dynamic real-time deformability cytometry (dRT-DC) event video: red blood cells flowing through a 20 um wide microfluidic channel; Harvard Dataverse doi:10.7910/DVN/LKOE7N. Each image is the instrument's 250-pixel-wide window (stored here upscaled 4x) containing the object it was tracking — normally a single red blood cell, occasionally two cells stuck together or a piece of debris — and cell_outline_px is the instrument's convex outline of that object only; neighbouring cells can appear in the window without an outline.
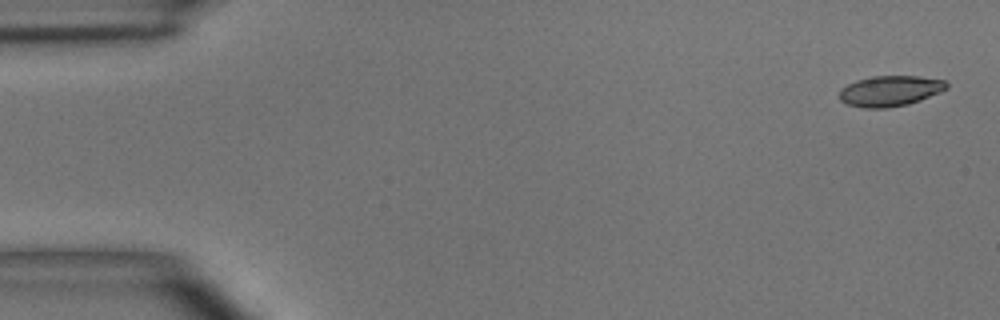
{"species": "common noctule bat (a hibernating species)", "species_latin": "Nyctalus noctula", "temperature_condition": "room temperature", "stored_images_in_passage": 8, "camera_frame_rate_fps": 3000, "um_per_image_px": 0.085, "animal": {"sex": "male", "body_mass_g": 15.6}, "frame": {"image": 1, "passage_image": 1, "time_ms": 0.0, "image_size_px": [1000, 320], "cell_outline_px": [[948, 88], [940, 92], [920, 100], [908, 104], [888, 108], [864, 108], [848, 104], [840, 100], [840, 88], [856, 80], [872, 76], [920, 76], [944, 80], [948, 84]], "centroid_in_image_um": [75.66, 7.72], "position_along_channel_um": 9.3, "area_um2": 19.13}}
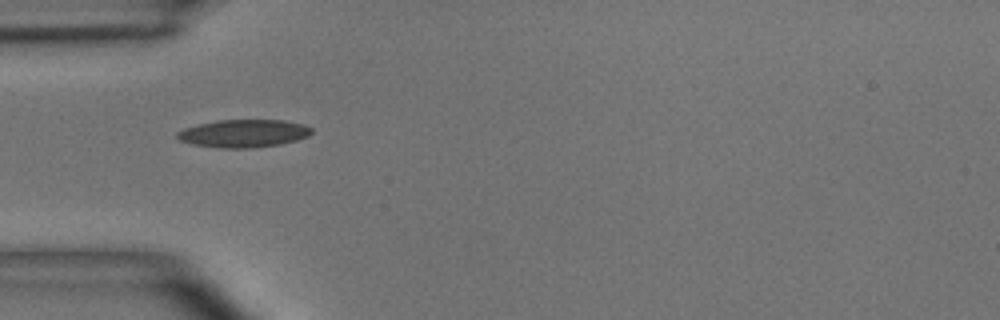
{"frame": {"image": 2, "passage_image": 5, "time_ms": 4.667, "image_size_px": [1000, 320], "cell_outline_px": [[312, 132], [308, 136], [296, 140], [280, 144], [252, 148], [220, 148], [192, 144], [180, 140], [176, 136], [176, 132], [184, 128], [200, 124], [220, 120], [284, 120], [304, 124], [312, 128]], "centroid_in_image_um": [20.72, 11.34], "position_along_channel_um": 64.3, "area_um2": 21.73}}
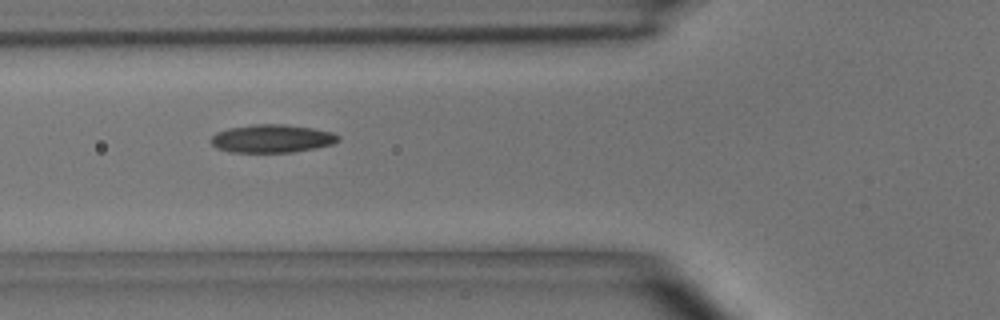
{"frame": {"image": 3, "passage_image": 6, "time_ms": 5.667, "image_size_px": [1000, 320], "cell_outline_px": [[340, 140], [332, 144], [292, 152], [232, 152], [216, 148], [212, 144], [212, 136], [216, 132], [228, 128], [256, 124], [284, 124], [312, 128], [332, 132], [340, 136]], "centroid_in_image_um": [23.11, 11.77], "position_along_channel_um": 102.7, "area_um2": 20.69}}